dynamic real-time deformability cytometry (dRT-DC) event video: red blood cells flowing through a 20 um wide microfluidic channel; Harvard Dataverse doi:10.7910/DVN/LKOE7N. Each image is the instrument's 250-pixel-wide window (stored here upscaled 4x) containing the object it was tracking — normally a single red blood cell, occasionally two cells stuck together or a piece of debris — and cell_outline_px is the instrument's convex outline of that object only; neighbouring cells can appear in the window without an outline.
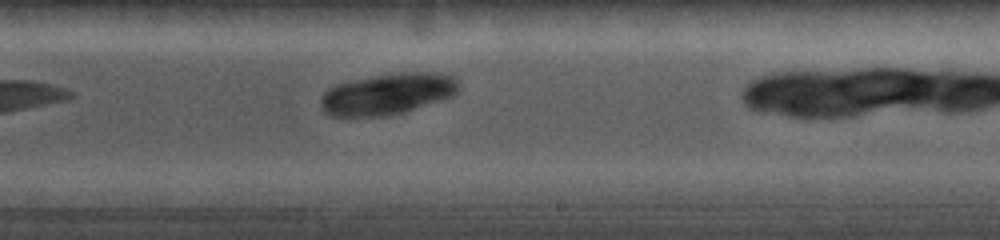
{"species": "common noctule bat (a hibernating species)", "species_latin": "Nyctalus noctula", "temperature_condition": "cold", "stored_images_in_passage": 7, "camera_frame_rate_fps": 5000, "um_per_image_px": 0.085, "animal": {"sex": "female", "body_mass_g": 19.0, "forearm_length_mm": 56.7}, "frame": {"image": 1, "passage_image": 6, "time_ms": 5.8, "image_size_px": [1000, 240], "cell_outline_px": [[460, 92], [444, 100], [404, 112], [388, 116], [328, 116], [324, 112], [320, 104], [320, 100], [324, 92], [328, 88], [336, 84], [352, 80], [400, 72], [440, 72], [452, 76], [456, 80], [460, 88]], "centroid_in_image_um": [32.97, 7.99], "position_along_channel_um": 256.0, "area_um2": 33.52}}